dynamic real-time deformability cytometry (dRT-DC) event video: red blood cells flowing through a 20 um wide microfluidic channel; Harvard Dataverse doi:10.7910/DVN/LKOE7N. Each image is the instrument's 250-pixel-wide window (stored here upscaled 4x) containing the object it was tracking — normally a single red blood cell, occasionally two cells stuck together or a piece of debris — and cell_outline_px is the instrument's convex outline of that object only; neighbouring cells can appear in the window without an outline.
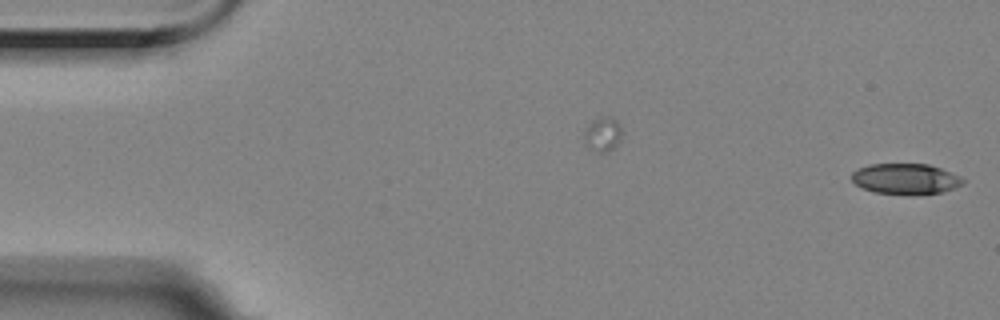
{"species": "Egyptian fruit bat (a non-hibernating species)", "species_latin": "Rousettus aegyptiacus", "temperature_condition": "room temperature", "stored_images_in_passage": 7, "camera_frame_rate_fps": 3000, "um_per_image_px": 0.085, "animal": {"sex": "female"}, "frame": {"image": 1, "passage_image": 7, "time_ms": 2.0, "image_size_px": [1000, 320], "cell_outline_px": [[964, 184], [956, 188], [944, 192], [912, 196], [908, 196], [872, 192], [856, 184], [852, 180], [852, 172], [868, 164], [928, 164], [940, 168], [960, 176], [964, 180]], "centroid_in_image_um": [77.01, 15.23], "position_along_channel_um": 8.0, "area_um2": 20.29}}